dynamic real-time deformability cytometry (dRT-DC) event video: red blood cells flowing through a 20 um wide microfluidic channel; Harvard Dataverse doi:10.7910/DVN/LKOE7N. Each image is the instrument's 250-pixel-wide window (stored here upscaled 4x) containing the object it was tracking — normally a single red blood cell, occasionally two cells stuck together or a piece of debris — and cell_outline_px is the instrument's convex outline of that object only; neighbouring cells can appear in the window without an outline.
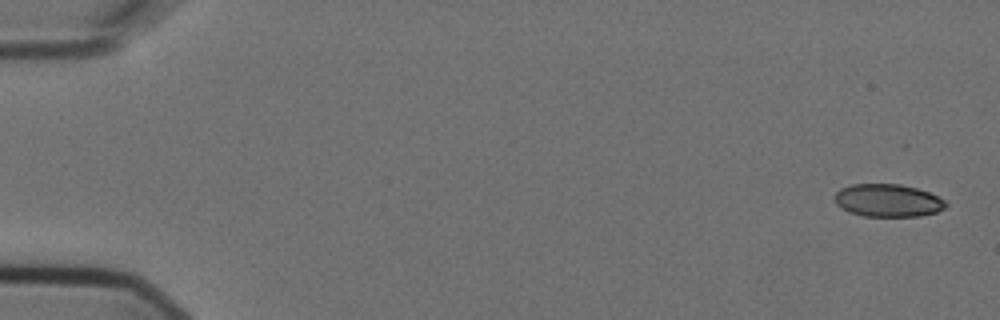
{"species": "Egyptian fruit bat (a non-hibernating species)", "species_latin": "Rousettus aegyptiacus", "temperature_condition": "cold", "stored_images_in_passage": 5, "camera_frame_rate_fps": 3000, "um_per_image_px": 0.085, "animal": {"sex": "female"}, "frame": {"image": 1, "passage_image": 1, "time_ms": 0.0, "image_size_px": [1000, 320], "cell_outline_px": [[948, 204], [944, 208], [936, 212], [920, 216], [864, 216], [848, 212], [836, 204], [836, 192], [840, 188], [852, 184], [900, 184], [916, 188], [928, 192], [944, 200]], "centroid_in_image_um": [75.46, 17.04], "position_along_channel_um": 9.5, "area_um2": 21.1}}